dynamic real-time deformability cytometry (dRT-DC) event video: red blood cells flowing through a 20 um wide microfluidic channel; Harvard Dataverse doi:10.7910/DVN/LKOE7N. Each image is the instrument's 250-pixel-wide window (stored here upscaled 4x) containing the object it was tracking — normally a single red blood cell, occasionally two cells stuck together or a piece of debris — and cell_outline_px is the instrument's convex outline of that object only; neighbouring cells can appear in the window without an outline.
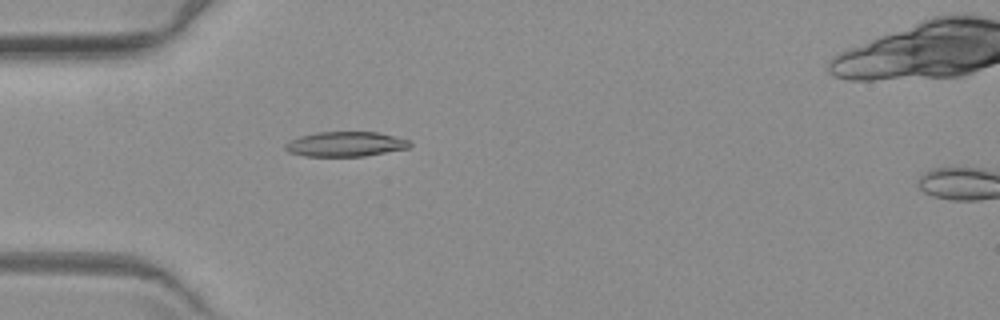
{"species": "common noctule bat (a hibernating species)", "species_latin": "Nyctalus noctula", "temperature_condition": "warm", "stored_images_in_passage": 6, "camera_frame_rate_fps": 3000, "um_per_image_px": 0.085, "animal": {"sex": "female", "body_mass_g": 19.3, "forearm_length_mm": 54.1}, "frame": {"image": 1, "passage_image": 5, "time_ms": 4.667, "image_size_px": [1000, 320], "cell_outline_px": [[412, 144], [408, 148], [364, 156], [304, 156], [288, 152], [284, 148], [284, 144], [288, 140], [300, 136], [316, 132], [376, 132], [408, 140]], "centroid_in_image_um": [29.3, 12.25], "position_along_channel_um": 55.7, "area_um2": 17.98}}